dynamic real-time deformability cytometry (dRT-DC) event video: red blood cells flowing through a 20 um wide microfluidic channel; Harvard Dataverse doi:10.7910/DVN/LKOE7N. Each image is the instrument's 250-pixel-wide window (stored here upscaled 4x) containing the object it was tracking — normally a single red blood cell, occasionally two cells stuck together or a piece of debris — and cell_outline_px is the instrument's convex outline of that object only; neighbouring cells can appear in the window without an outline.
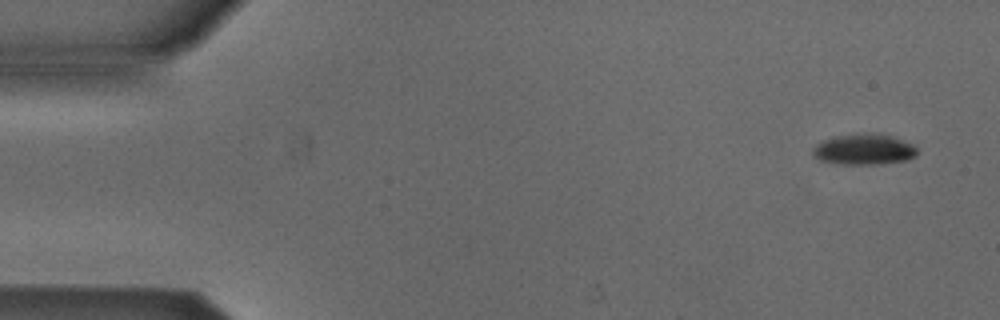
{"species": "Egyptian fruit bat (a non-hibernating species)", "species_latin": "Rousettus aegyptiacus", "temperature_condition": "cold", "stored_images_in_passage": 4, "camera_frame_rate_fps": 3000, "um_per_image_px": 0.085, "animal": {"sex": "male"}, "frame": {"image": 1, "passage_image": 1, "time_ms": 0.0, "image_size_px": [1000, 320], "cell_outline_px": [[916, 156], [908, 160], [876, 164], [840, 164], [820, 160], [812, 156], [812, 148], [816, 144], [832, 136], [864, 132], [876, 132], [892, 136], [912, 144], [916, 148]], "centroid_in_image_um": [73.41, 12.68], "position_along_channel_um": 11.6, "area_um2": 19.02}}
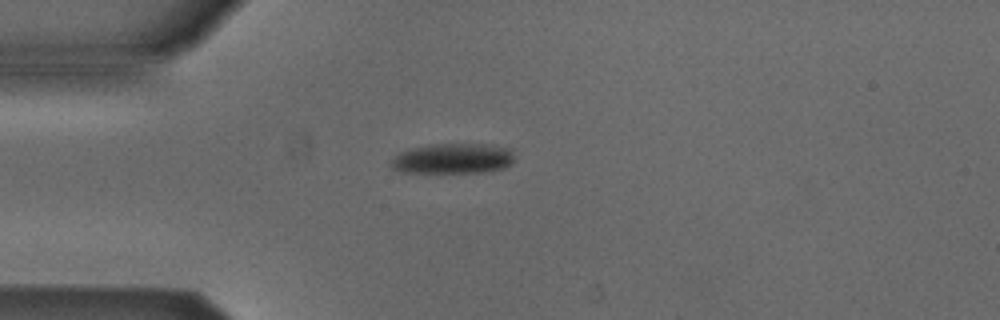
{"frame": {"image": 2, "passage_image": 4, "time_ms": 1.0, "image_size_px": [1000, 320], "cell_outline_px": [[512, 164], [504, 168], [480, 172], [400, 172], [392, 168], [388, 164], [400, 152], [412, 148], [428, 144], [492, 144], [512, 148]], "centroid_in_image_um": [38.5, 13.46], "position_along_channel_um": 46.5, "area_um2": 21.85}}